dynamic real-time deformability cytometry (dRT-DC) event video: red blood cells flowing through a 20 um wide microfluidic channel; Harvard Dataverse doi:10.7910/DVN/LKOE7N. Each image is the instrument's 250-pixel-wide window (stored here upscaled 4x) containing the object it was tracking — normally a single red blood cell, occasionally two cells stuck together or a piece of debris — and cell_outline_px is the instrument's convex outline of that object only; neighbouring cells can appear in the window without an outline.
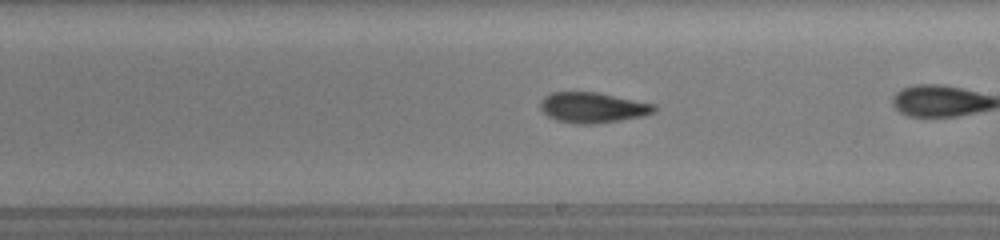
{"species": "common noctule bat (a hibernating species)", "species_latin": "Nyctalus noctula", "temperature_condition": "room temperature", "stored_images_in_passage": 45, "camera_frame_rate_fps": 3000, "um_per_image_px": 0.085, "animal": {"sex": "female", "body_mass_g": 19.5, "forearm_length_mm": 54.1}, "frame": {"image": 1, "passage_image": 27, "time_ms": 3.333, "image_size_px": [1000, 240], "cell_outline_px": [[656, 108], [652, 112], [640, 116], [620, 120], [592, 124], [576, 124], [556, 120], [548, 116], [540, 108], [540, 100], [544, 96], [552, 92], [600, 92], [656, 104]], "centroid_in_image_um": [50.35, 9.13], "position_along_channel_um": 238.6, "area_um2": 20.23}}
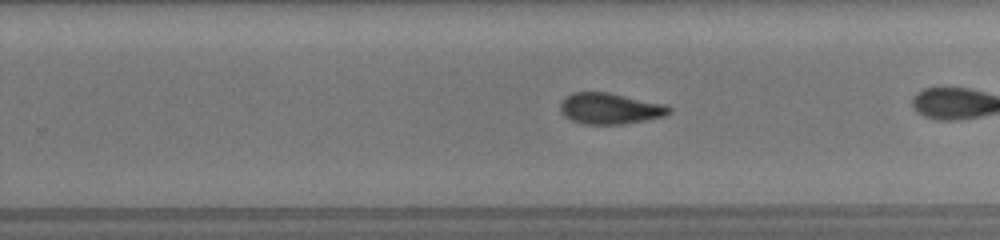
{"frame": {"image": 2, "passage_image": 36, "time_ms": 4.333, "image_size_px": [1000, 240], "cell_outline_px": [[672, 108], [668, 112], [660, 116], [620, 124], [584, 124], [572, 120], [564, 116], [560, 108], [560, 104], [564, 96], [572, 92], [608, 92], [660, 104]], "centroid_in_image_um": [51.71, 9.21], "position_along_channel_um": 278.1, "area_um2": 19.07}}